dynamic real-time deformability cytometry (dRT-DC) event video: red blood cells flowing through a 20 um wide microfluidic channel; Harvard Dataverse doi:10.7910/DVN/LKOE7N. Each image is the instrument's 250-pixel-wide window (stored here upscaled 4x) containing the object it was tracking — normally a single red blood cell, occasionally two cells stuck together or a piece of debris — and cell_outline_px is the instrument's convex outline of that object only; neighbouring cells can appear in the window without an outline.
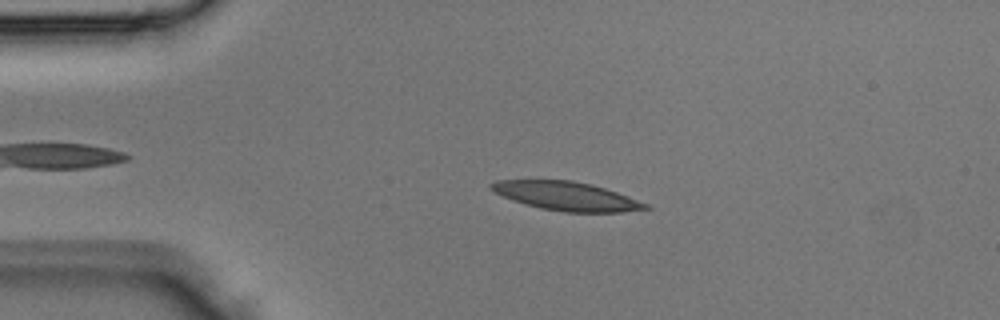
{"species": "Egyptian fruit bat (a non-hibernating species)", "species_latin": "Rousettus aegyptiacus", "temperature_condition": "room temperature", "stored_images_in_passage": 4, "camera_frame_rate_fps": 3000, "um_per_image_px": 0.085, "animal": {"sex": "male"}, "frame": {"image": 1, "passage_image": 3, "time_ms": 0.667, "image_size_px": [1000, 320], "cell_outline_px": [[652, 208], [624, 212], [564, 212], [540, 208], [524, 204], [512, 200], [496, 192], [488, 184], [496, 180], [572, 180], [592, 184], [628, 196], [648, 204]], "centroid_in_image_um": [48.17, 16.67], "position_along_channel_um": 36.8, "area_um2": 25.72}}
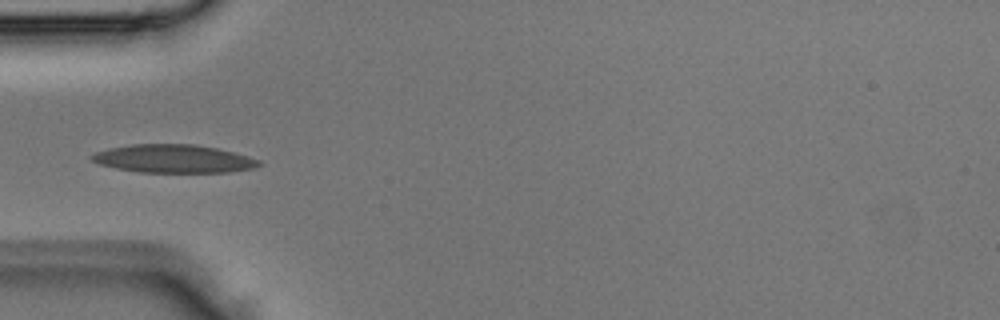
{"frame": {"image": 2, "passage_image": 4, "time_ms": 1.0, "image_size_px": [1000, 320], "cell_outline_px": [[264, 164], [252, 168], [228, 172], [140, 172], [116, 168], [100, 164], [92, 160], [88, 156], [96, 152], [108, 148], [132, 144], [192, 144], [216, 148], [248, 156], [260, 160]], "centroid_in_image_um": [14.74, 13.49], "position_along_channel_um": 70.3, "area_um2": 27.34}}